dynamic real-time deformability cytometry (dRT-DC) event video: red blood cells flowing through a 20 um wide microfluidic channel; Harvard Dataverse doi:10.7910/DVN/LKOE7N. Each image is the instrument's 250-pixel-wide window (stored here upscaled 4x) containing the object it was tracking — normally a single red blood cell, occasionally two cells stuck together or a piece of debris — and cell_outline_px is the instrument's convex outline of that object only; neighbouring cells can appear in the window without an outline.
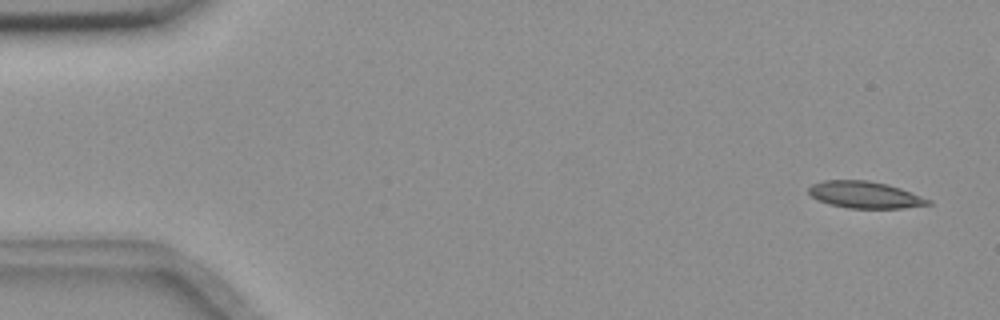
{"species": "common noctule bat (a hibernating species)", "species_latin": "Nyctalus noctula", "temperature_condition": "room temperature", "stored_images_in_passage": 14, "camera_frame_rate_fps": 3000, "um_per_image_px": 0.085, "animal": {"sex": "female", "body_mass_g": 18.4}, "frame": {"image": 1, "passage_image": 3, "time_ms": 0.667, "image_size_px": [1000, 320], "cell_outline_px": [[932, 204], [900, 208], [848, 208], [832, 204], [820, 200], [812, 196], [808, 192], [808, 188], [812, 184], [824, 180], [864, 180], [884, 184], [900, 188], [932, 200]], "centroid_in_image_um": [73.52, 16.56], "position_along_channel_um": 11.5, "area_um2": 18.32}}